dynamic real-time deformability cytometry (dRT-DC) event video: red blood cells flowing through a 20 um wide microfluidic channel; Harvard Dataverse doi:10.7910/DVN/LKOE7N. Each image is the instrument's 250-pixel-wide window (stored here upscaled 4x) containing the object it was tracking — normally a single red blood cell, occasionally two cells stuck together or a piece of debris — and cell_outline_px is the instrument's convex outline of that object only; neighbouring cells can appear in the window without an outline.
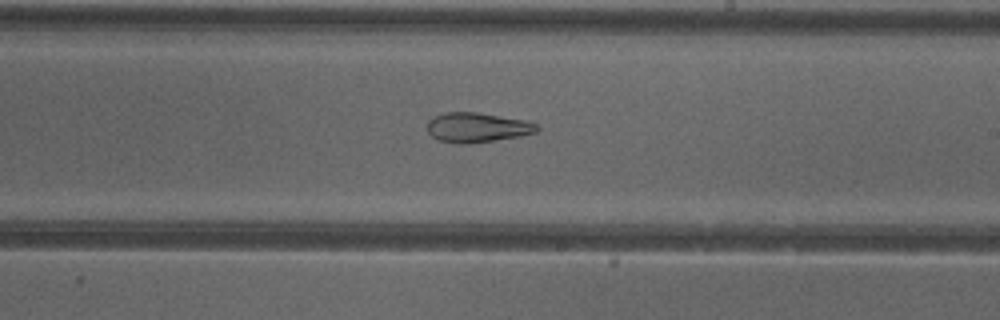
{"species": "common noctule bat (a hibernating species)", "species_latin": "Nyctalus noctula", "temperature_condition": "cold", "stored_images_in_passage": 37, "camera_frame_rate_fps": 3000, "um_per_image_px": 0.085, "animal": {"sex": "female"}, "frame": {"image": 1, "passage_image": 25, "time_ms": 8.0, "image_size_px": [1000, 320], "cell_outline_px": [[540, 128], [536, 132], [520, 136], [468, 144], [456, 144], [440, 140], [432, 136], [428, 132], [428, 120], [432, 116], [444, 112], [476, 112], [528, 120], [536, 124]], "centroid_in_image_um": [40.55, 10.82], "position_along_channel_um": 248.4, "area_um2": 19.13}, "authors_computed_cell_mechanics": {"area_um2": 21.7328, "velocity_mm_per_s": 4.0026, "shape_relaxation_time_tau1_ms": null, "shape_relaxation_time_tau2_ms": 3.7068, "deformation_change_tau1": null, "deformation_change_tau2": 0.1262}}